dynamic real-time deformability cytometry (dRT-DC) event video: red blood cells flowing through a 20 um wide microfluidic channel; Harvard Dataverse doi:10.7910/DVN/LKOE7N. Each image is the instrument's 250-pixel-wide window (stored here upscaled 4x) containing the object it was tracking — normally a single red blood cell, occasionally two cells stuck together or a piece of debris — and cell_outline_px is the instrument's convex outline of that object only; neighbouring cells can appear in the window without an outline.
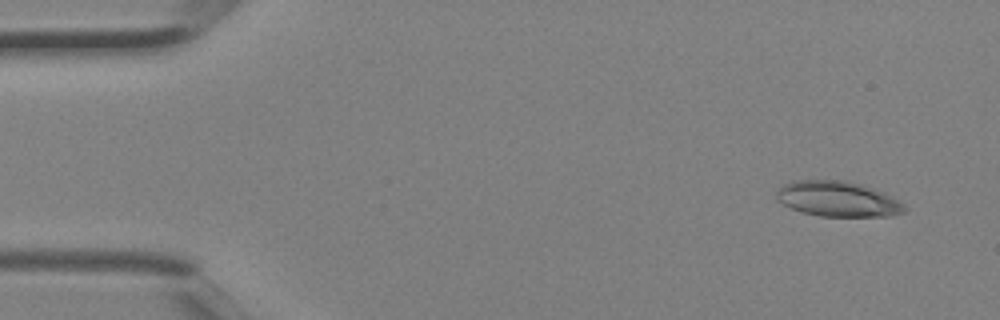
{"species": "Egyptian fruit bat (a non-hibernating species)", "species_latin": "Rousettus aegyptiacus", "temperature_condition": "room temperature", "stored_images_in_passage": 3, "camera_frame_rate_fps": 3000, "um_per_image_px": 0.085, "animal": {"sex": "female"}, "frame": {"image": 1, "passage_image": 1, "time_ms": 0.0, "image_size_px": [1000, 320], "cell_outline_px": [[908, 208], [904, 212], [888, 216], [820, 216], [800, 212], [776, 200], [776, 192], [784, 184], [792, 180], [848, 180], [884, 192], [904, 204]], "centroid_in_image_um": [71.2, 16.91], "position_along_channel_um": 13.8, "area_um2": 26.41}}
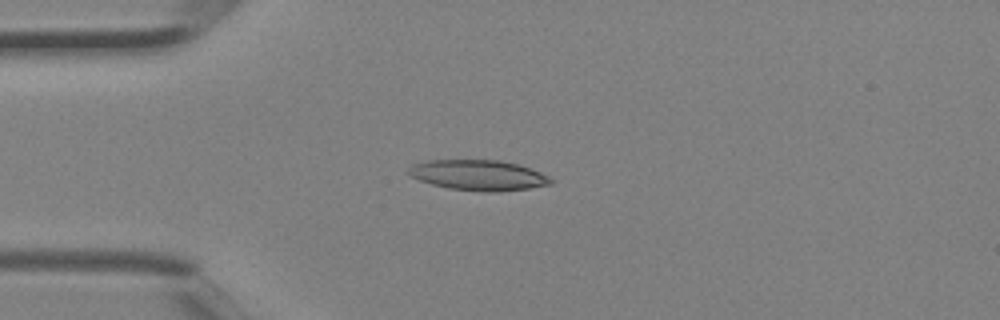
{"frame": {"image": 2, "passage_image": 3, "time_ms": 0.667, "image_size_px": [1000, 320], "cell_outline_px": [[556, 180], [552, 184], [528, 188], [496, 192], [484, 192], [448, 188], [432, 184], [420, 180], [412, 176], [408, 172], [408, 168], [412, 164], [424, 160], [500, 160], [516, 164], [540, 172]], "centroid_in_image_um": [40.67, 14.89], "position_along_channel_um": 44.3, "area_um2": 25.2}}